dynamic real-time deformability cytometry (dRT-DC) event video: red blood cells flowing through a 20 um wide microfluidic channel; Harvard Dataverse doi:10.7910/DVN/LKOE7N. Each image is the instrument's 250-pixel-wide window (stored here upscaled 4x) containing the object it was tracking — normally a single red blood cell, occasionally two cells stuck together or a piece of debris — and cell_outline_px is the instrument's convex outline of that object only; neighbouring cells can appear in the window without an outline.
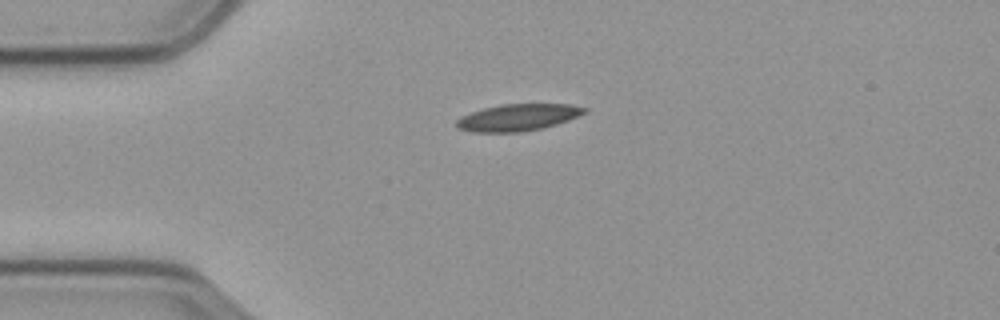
{"species": "common noctule bat (a hibernating species)", "species_latin": "Nyctalus noctula", "temperature_condition": "cold", "stored_images_in_passage": 45, "camera_frame_rate_fps": 3000, "um_per_image_px": 0.085, "animal": {"sex": "male", "body_mass_g": 23.1, "forearm_length_mm": 52.7}, "frame": {"image": 1, "passage_image": 1, "time_ms": 0.0, "image_size_px": [1000, 320], "cell_outline_px": [[588, 112], [568, 120], [556, 124], [540, 128], [520, 132], [472, 132], [456, 128], [456, 120], [460, 116], [484, 108], [500, 104], [568, 104], [588, 108]], "centroid_in_image_um": [44.01, 9.98], "position_along_channel_um": 41.0, "area_um2": 20.0}}
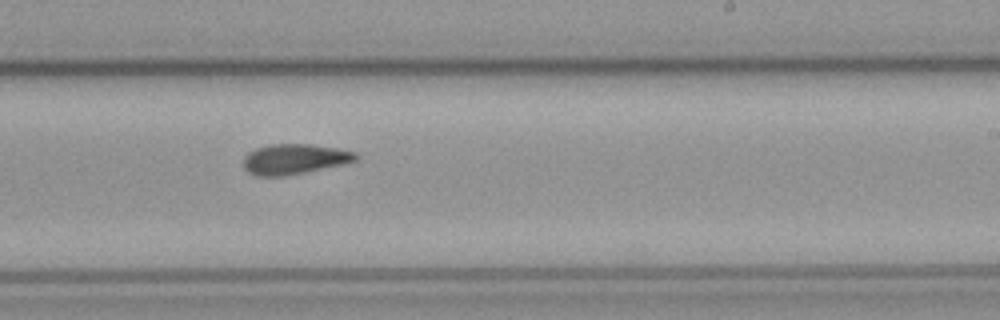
{"frame": {"image": 2, "passage_image": 22, "time_ms": 7.0, "image_size_px": [1000, 320], "cell_outline_px": [[360, 156], [356, 160], [340, 164], [304, 172], [284, 176], [256, 176], [248, 172], [244, 168], [244, 156], [248, 152], [256, 148], [272, 144], [312, 144], [336, 148], [356, 152]], "centroid_in_image_um": [24.99, 13.51], "position_along_channel_um": 264.0, "area_um2": 19.65}}
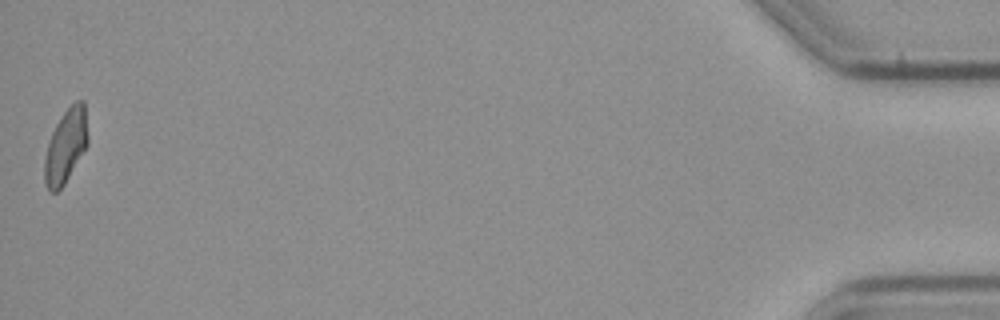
{"frame": {"image": 3, "passage_image": 45, "time_ms": 14.667, "image_size_px": [1000, 320], "cell_outline_px": [[88, 144], [64, 184], [56, 192], [48, 192], [44, 180], [44, 160], [48, 144], [52, 132], [60, 116], [76, 100], [84, 100], [88, 136]], "centroid_in_image_um": [5.58, 12.41], "position_along_channel_um": 429.6, "area_um2": 18.55}, "authors_computed_cell_mechanics": {"area_um2": 19.7676, "velocity_mm_per_s": 3.5197, "shape_relaxation_time_tau1_ms": null, "shape_relaxation_time_tau2_ms": 5.5102, "deformation_change_tau1": null, "deformation_change_tau2": 0.14}}